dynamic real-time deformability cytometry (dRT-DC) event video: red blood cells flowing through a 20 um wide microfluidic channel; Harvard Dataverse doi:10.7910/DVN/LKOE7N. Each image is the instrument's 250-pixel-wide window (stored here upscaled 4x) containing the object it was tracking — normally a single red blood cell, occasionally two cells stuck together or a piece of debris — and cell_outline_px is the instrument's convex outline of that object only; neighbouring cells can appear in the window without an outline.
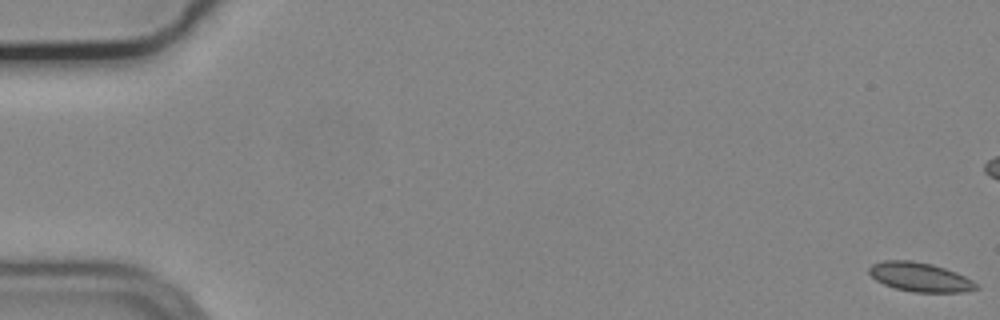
{"species": "common noctule bat (a hibernating species)", "species_latin": "Nyctalus noctula", "temperature_condition": "cold", "stored_images_in_passage": 13, "camera_frame_rate_fps": 3000, "um_per_image_px": 0.085, "animal": {"sex": "male", "body_mass_g": 19.2, "forearm_length_mm": 51.8}, "frame": {"image": 1, "passage_image": 1, "time_ms": 0.0, "image_size_px": [1000, 320], "cell_outline_px": [[980, 288], [964, 292], [912, 292], [896, 288], [884, 284], [876, 280], [868, 272], [868, 268], [872, 264], [884, 260], [912, 260], [932, 264], [956, 272], [980, 284]], "centroid_in_image_um": [78.22, 23.55], "position_along_channel_um": 6.8, "area_um2": 18.26}}